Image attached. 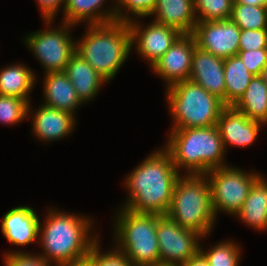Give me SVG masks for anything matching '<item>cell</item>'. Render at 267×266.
Masks as SVG:
<instances>
[{"label":"cell","instance_id":"obj_1","mask_svg":"<svg viewBox=\"0 0 267 266\" xmlns=\"http://www.w3.org/2000/svg\"><path fill=\"white\" fill-rule=\"evenodd\" d=\"M151 154L126 178L130 193L124 208L135 213L166 215L180 175L165 149Z\"/></svg>","mask_w":267,"mask_h":266},{"label":"cell","instance_id":"obj_2","mask_svg":"<svg viewBox=\"0 0 267 266\" xmlns=\"http://www.w3.org/2000/svg\"><path fill=\"white\" fill-rule=\"evenodd\" d=\"M64 213L51 209L43 228L39 224V243H42L45 252L40 256L47 262L55 261L57 266L85 259L98 240L88 236L92 221Z\"/></svg>","mask_w":267,"mask_h":266},{"label":"cell","instance_id":"obj_3","mask_svg":"<svg viewBox=\"0 0 267 266\" xmlns=\"http://www.w3.org/2000/svg\"><path fill=\"white\" fill-rule=\"evenodd\" d=\"M87 31L82 40L76 42V53L105 80L110 81L132 49L129 25L113 21L88 25Z\"/></svg>","mask_w":267,"mask_h":266},{"label":"cell","instance_id":"obj_4","mask_svg":"<svg viewBox=\"0 0 267 266\" xmlns=\"http://www.w3.org/2000/svg\"><path fill=\"white\" fill-rule=\"evenodd\" d=\"M171 135V136H170ZM164 148L176 169L184 168L187 174H207L211 169L224 167L222 138L216 125L204 128L172 129Z\"/></svg>","mask_w":267,"mask_h":266},{"label":"cell","instance_id":"obj_5","mask_svg":"<svg viewBox=\"0 0 267 266\" xmlns=\"http://www.w3.org/2000/svg\"><path fill=\"white\" fill-rule=\"evenodd\" d=\"M166 215L179 226L206 237L216 219L207 176L205 174L179 176Z\"/></svg>","mask_w":267,"mask_h":266},{"label":"cell","instance_id":"obj_6","mask_svg":"<svg viewBox=\"0 0 267 266\" xmlns=\"http://www.w3.org/2000/svg\"><path fill=\"white\" fill-rule=\"evenodd\" d=\"M167 91L169 109L175 121L172 129L216 125L227 107L220 98L190 80L178 82Z\"/></svg>","mask_w":267,"mask_h":266},{"label":"cell","instance_id":"obj_7","mask_svg":"<svg viewBox=\"0 0 267 266\" xmlns=\"http://www.w3.org/2000/svg\"><path fill=\"white\" fill-rule=\"evenodd\" d=\"M159 214L135 213L121 209L116 226L117 248L134 266H160L156 234ZM120 242V243H119Z\"/></svg>","mask_w":267,"mask_h":266},{"label":"cell","instance_id":"obj_8","mask_svg":"<svg viewBox=\"0 0 267 266\" xmlns=\"http://www.w3.org/2000/svg\"><path fill=\"white\" fill-rule=\"evenodd\" d=\"M207 174L215 216L219 210L236 216L253 184L261 177L257 173L248 174L228 165L211 169Z\"/></svg>","mask_w":267,"mask_h":266},{"label":"cell","instance_id":"obj_9","mask_svg":"<svg viewBox=\"0 0 267 266\" xmlns=\"http://www.w3.org/2000/svg\"><path fill=\"white\" fill-rule=\"evenodd\" d=\"M62 25L61 29L40 30L25 38L29 49L46 68L44 73L64 72L71 56L76 52V42L71 39L68 31L73 25L65 22Z\"/></svg>","mask_w":267,"mask_h":266},{"label":"cell","instance_id":"obj_10","mask_svg":"<svg viewBox=\"0 0 267 266\" xmlns=\"http://www.w3.org/2000/svg\"><path fill=\"white\" fill-rule=\"evenodd\" d=\"M156 234L160 266H182L199 251L202 236L179 226L167 215L157 218Z\"/></svg>","mask_w":267,"mask_h":266},{"label":"cell","instance_id":"obj_11","mask_svg":"<svg viewBox=\"0 0 267 266\" xmlns=\"http://www.w3.org/2000/svg\"><path fill=\"white\" fill-rule=\"evenodd\" d=\"M240 32L241 29L228 19L197 22L192 35L200 49L226 59L237 55Z\"/></svg>","mask_w":267,"mask_h":266},{"label":"cell","instance_id":"obj_12","mask_svg":"<svg viewBox=\"0 0 267 266\" xmlns=\"http://www.w3.org/2000/svg\"><path fill=\"white\" fill-rule=\"evenodd\" d=\"M128 25L131 31L132 47L134 43L138 44L136 51L149 61L151 67L183 35L176 28L155 21L145 28L138 22H134V19L128 22Z\"/></svg>","mask_w":267,"mask_h":266},{"label":"cell","instance_id":"obj_13","mask_svg":"<svg viewBox=\"0 0 267 266\" xmlns=\"http://www.w3.org/2000/svg\"><path fill=\"white\" fill-rule=\"evenodd\" d=\"M196 41L192 34H183L151 68L166 79L167 87L189 80Z\"/></svg>","mask_w":267,"mask_h":266},{"label":"cell","instance_id":"obj_14","mask_svg":"<svg viewBox=\"0 0 267 266\" xmlns=\"http://www.w3.org/2000/svg\"><path fill=\"white\" fill-rule=\"evenodd\" d=\"M189 80L225 103L224 59L196 46Z\"/></svg>","mask_w":267,"mask_h":266},{"label":"cell","instance_id":"obj_15","mask_svg":"<svg viewBox=\"0 0 267 266\" xmlns=\"http://www.w3.org/2000/svg\"><path fill=\"white\" fill-rule=\"evenodd\" d=\"M263 123L247 118L232 106H227L221 113L217 128L222 138L224 149L227 145L246 147L257 138L259 127Z\"/></svg>","mask_w":267,"mask_h":266},{"label":"cell","instance_id":"obj_16","mask_svg":"<svg viewBox=\"0 0 267 266\" xmlns=\"http://www.w3.org/2000/svg\"><path fill=\"white\" fill-rule=\"evenodd\" d=\"M39 218L28 206H19L8 211L1 221V230L14 245H28L39 239Z\"/></svg>","mask_w":267,"mask_h":266},{"label":"cell","instance_id":"obj_17","mask_svg":"<svg viewBox=\"0 0 267 266\" xmlns=\"http://www.w3.org/2000/svg\"><path fill=\"white\" fill-rule=\"evenodd\" d=\"M33 129L37 138L52 142L68 136L74 129L73 114L56 108L41 105L33 117Z\"/></svg>","mask_w":267,"mask_h":266},{"label":"cell","instance_id":"obj_18","mask_svg":"<svg viewBox=\"0 0 267 266\" xmlns=\"http://www.w3.org/2000/svg\"><path fill=\"white\" fill-rule=\"evenodd\" d=\"M156 23L176 28L183 34H192L197 23L194 0H157L152 15Z\"/></svg>","mask_w":267,"mask_h":266},{"label":"cell","instance_id":"obj_19","mask_svg":"<svg viewBox=\"0 0 267 266\" xmlns=\"http://www.w3.org/2000/svg\"><path fill=\"white\" fill-rule=\"evenodd\" d=\"M64 73L71 81L82 103L95 97L102 83L107 82L76 52L71 56Z\"/></svg>","mask_w":267,"mask_h":266},{"label":"cell","instance_id":"obj_20","mask_svg":"<svg viewBox=\"0 0 267 266\" xmlns=\"http://www.w3.org/2000/svg\"><path fill=\"white\" fill-rule=\"evenodd\" d=\"M44 105L74 114L77 106H82L75 88L64 72L45 73Z\"/></svg>","mask_w":267,"mask_h":266},{"label":"cell","instance_id":"obj_21","mask_svg":"<svg viewBox=\"0 0 267 266\" xmlns=\"http://www.w3.org/2000/svg\"><path fill=\"white\" fill-rule=\"evenodd\" d=\"M232 107L251 120L267 124V84L261 76L252 78Z\"/></svg>","mask_w":267,"mask_h":266},{"label":"cell","instance_id":"obj_22","mask_svg":"<svg viewBox=\"0 0 267 266\" xmlns=\"http://www.w3.org/2000/svg\"><path fill=\"white\" fill-rule=\"evenodd\" d=\"M103 2L104 0H66L63 22L76 25L81 21L88 20L89 25H95L116 21L115 8L104 12L100 7Z\"/></svg>","mask_w":267,"mask_h":266},{"label":"cell","instance_id":"obj_23","mask_svg":"<svg viewBox=\"0 0 267 266\" xmlns=\"http://www.w3.org/2000/svg\"><path fill=\"white\" fill-rule=\"evenodd\" d=\"M248 226L267 229V180L262 176L253 184L247 199L236 214Z\"/></svg>","mask_w":267,"mask_h":266},{"label":"cell","instance_id":"obj_24","mask_svg":"<svg viewBox=\"0 0 267 266\" xmlns=\"http://www.w3.org/2000/svg\"><path fill=\"white\" fill-rule=\"evenodd\" d=\"M36 78L32 70L25 65H12L0 71V95L13 96L26 100Z\"/></svg>","mask_w":267,"mask_h":266},{"label":"cell","instance_id":"obj_25","mask_svg":"<svg viewBox=\"0 0 267 266\" xmlns=\"http://www.w3.org/2000/svg\"><path fill=\"white\" fill-rule=\"evenodd\" d=\"M243 61L236 55L224 59L225 104L232 106L245 92L252 78Z\"/></svg>","mask_w":267,"mask_h":266},{"label":"cell","instance_id":"obj_26","mask_svg":"<svg viewBox=\"0 0 267 266\" xmlns=\"http://www.w3.org/2000/svg\"><path fill=\"white\" fill-rule=\"evenodd\" d=\"M230 19L243 30L267 28V7L233 3Z\"/></svg>","mask_w":267,"mask_h":266},{"label":"cell","instance_id":"obj_27","mask_svg":"<svg viewBox=\"0 0 267 266\" xmlns=\"http://www.w3.org/2000/svg\"><path fill=\"white\" fill-rule=\"evenodd\" d=\"M234 0H194L197 22L228 20L231 18Z\"/></svg>","mask_w":267,"mask_h":266},{"label":"cell","instance_id":"obj_28","mask_svg":"<svg viewBox=\"0 0 267 266\" xmlns=\"http://www.w3.org/2000/svg\"><path fill=\"white\" fill-rule=\"evenodd\" d=\"M199 251L205 256L209 266H238L240 250L234 242L219 243L209 251L199 248Z\"/></svg>","mask_w":267,"mask_h":266},{"label":"cell","instance_id":"obj_29","mask_svg":"<svg viewBox=\"0 0 267 266\" xmlns=\"http://www.w3.org/2000/svg\"><path fill=\"white\" fill-rule=\"evenodd\" d=\"M30 104L21 98L0 95V121L4 124H16L27 118Z\"/></svg>","mask_w":267,"mask_h":266},{"label":"cell","instance_id":"obj_30","mask_svg":"<svg viewBox=\"0 0 267 266\" xmlns=\"http://www.w3.org/2000/svg\"><path fill=\"white\" fill-rule=\"evenodd\" d=\"M116 4L117 6H115V12H116V21L119 22H123V23H128L130 22L132 19L130 18L131 16H129L127 14V16H125L122 12H121V6L126 9H128L127 11L130 12V14H134L135 16H139V17H146L149 15H152V13L155 10L156 4H157V0H116ZM120 7V8H119Z\"/></svg>","mask_w":267,"mask_h":266},{"label":"cell","instance_id":"obj_31","mask_svg":"<svg viewBox=\"0 0 267 266\" xmlns=\"http://www.w3.org/2000/svg\"><path fill=\"white\" fill-rule=\"evenodd\" d=\"M98 241L85 258L89 266H134L130 260L117 248L111 252L100 253Z\"/></svg>","mask_w":267,"mask_h":266},{"label":"cell","instance_id":"obj_32","mask_svg":"<svg viewBox=\"0 0 267 266\" xmlns=\"http://www.w3.org/2000/svg\"><path fill=\"white\" fill-rule=\"evenodd\" d=\"M267 49V28L240 32L239 51Z\"/></svg>","mask_w":267,"mask_h":266},{"label":"cell","instance_id":"obj_33","mask_svg":"<svg viewBox=\"0 0 267 266\" xmlns=\"http://www.w3.org/2000/svg\"><path fill=\"white\" fill-rule=\"evenodd\" d=\"M237 56L254 76H260L262 70L267 65V49L238 51Z\"/></svg>","mask_w":267,"mask_h":266},{"label":"cell","instance_id":"obj_34","mask_svg":"<svg viewBox=\"0 0 267 266\" xmlns=\"http://www.w3.org/2000/svg\"><path fill=\"white\" fill-rule=\"evenodd\" d=\"M5 266H50L51 264L39 254L33 255L26 252L5 253Z\"/></svg>","mask_w":267,"mask_h":266},{"label":"cell","instance_id":"obj_35","mask_svg":"<svg viewBox=\"0 0 267 266\" xmlns=\"http://www.w3.org/2000/svg\"><path fill=\"white\" fill-rule=\"evenodd\" d=\"M38 6L41 9L42 15L44 16V19L46 20L47 26L53 21L52 19L55 17L56 12H58L59 6H61L62 3H64L66 0H37Z\"/></svg>","mask_w":267,"mask_h":266},{"label":"cell","instance_id":"obj_36","mask_svg":"<svg viewBox=\"0 0 267 266\" xmlns=\"http://www.w3.org/2000/svg\"><path fill=\"white\" fill-rule=\"evenodd\" d=\"M182 266H209L205 256L198 251L192 258L186 261Z\"/></svg>","mask_w":267,"mask_h":266},{"label":"cell","instance_id":"obj_37","mask_svg":"<svg viewBox=\"0 0 267 266\" xmlns=\"http://www.w3.org/2000/svg\"><path fill=\"white\" fill-rule=\"evenodd\" d=\"M234 3L267 7V0H234Z\"/></svg>","mask_w":267,"mask_h":266},{"label":"cell","instance_id":"obj_38","mask_svg":"<svg viewBox=\"0 0 267 266\" xmlns=\"http://www.w3.org/2000/svg\"><path fill=\"white\" fill-rule=\"evenodd\" d=\"M58 266H89V263L86 259L77 261V262H70L67 264H60Z\"/></svg>","mask_w":267,"mask_h":266},{"label":"cell","instance_id":"obj_39","mask_svg":"<svg viewBox=\"0 0 267 266\" xmlns=\"http://www.w3.org/2000/svg\"><path fill=\"white\" fill-rule=\"evenodd\" d=\"M260 76L262 77L263 81L267 84V65L262 70Z\"/></svg>","mask_w":267,"mask_h":266}]
</instances>
